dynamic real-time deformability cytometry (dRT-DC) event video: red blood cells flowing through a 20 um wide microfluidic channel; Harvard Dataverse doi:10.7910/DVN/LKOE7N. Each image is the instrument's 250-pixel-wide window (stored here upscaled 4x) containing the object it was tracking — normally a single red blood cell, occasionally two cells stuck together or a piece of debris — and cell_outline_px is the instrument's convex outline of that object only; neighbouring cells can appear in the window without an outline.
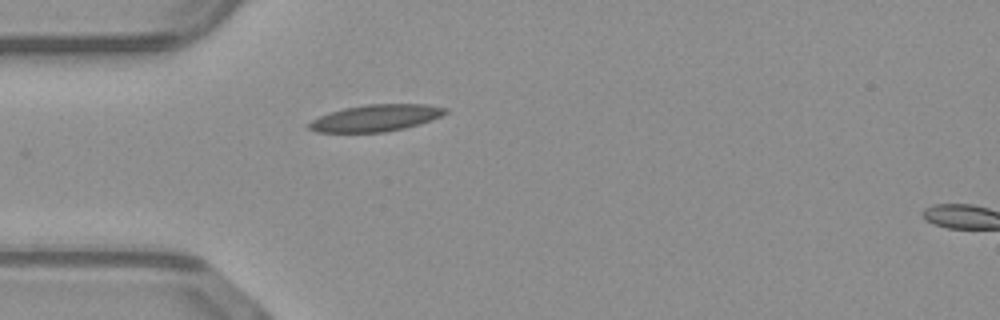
{"species": "common noctule bat (a hibernating species)", "species_latin": "Nyctalus noctula", "temperature_condition": "warm", "stored_images_in_passage": 25, "camera_frame_rate_fps": 3000, "um_per_image_px": 0.085, "animal": {"sex": "male", "body_mass_g": 23.1, "forearm_length_mm": 52.7}, "frame": {"image": 1, "passage_image": 1, "time_ms": 0.0, "image_size_px": [1000, 320], "cell_outline_px": [[448, 112], [432, 120], [404, 128], [384, 132], [316, 132], [308, 128], [308, 124], [312, 120], [320, 116], [344, 108], [364, 104], [428, 104], [448, 108]], "centroid_in_image_um": [31.97, 10.02], "position_along_channel_um": 53.0, "area_um2": 21.15}}
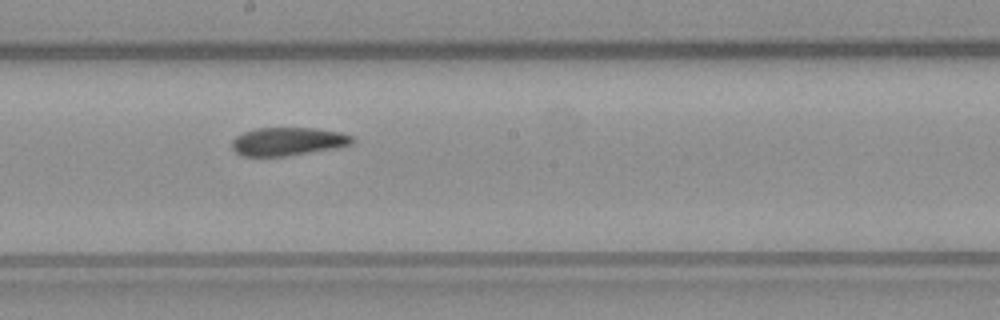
{"frame": {"image": 2, "passage_image": 14, "time_ms": 4.333, "image_size_px": [1000, 320], "cell_outline_px": [[356, 140], [352, 144], [332, 148], [284, 156], [240, 156], [232, 148], [232, 140], [236, 136], [244, 132], [256, 128], [316, 128], [340, 132], [352, 136]], "centroid_in_image_um": [24.45, 12.01], "position_along_channel_um": 223.8, "area_um2": 19.65}}
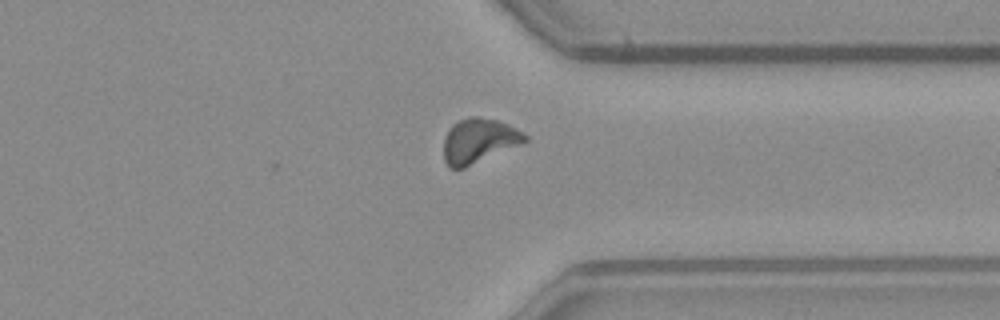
{"frame": {"image": 3, "passage_image": 25, "time_ms": 8.0, "image_size_px": [1000, 320], "cell_outline_px": [[528, 140], [464, 168], [448, 168], [444, 160], [444, 136], [448, 128], [452, 124], [468, 116], [480, 116], [496, 120], [508, 124], [524, 132], [528, 136]], "centroid_in_image_um": [40.66, 11.94], "position_along_channel_um": 370.7, "area_um2": 21.1}, "authors_computed_cell_mechanics": {"area_um2": 20.5768, "velocity_mm_per_s": 4.0711, "shape_relaxation_time_tau1_ms": null, "shape_relaxation_time_tau2_ms": 5.7134, "deformation_change_tau1": null, "deformation_change_tau2": 0.1395}}